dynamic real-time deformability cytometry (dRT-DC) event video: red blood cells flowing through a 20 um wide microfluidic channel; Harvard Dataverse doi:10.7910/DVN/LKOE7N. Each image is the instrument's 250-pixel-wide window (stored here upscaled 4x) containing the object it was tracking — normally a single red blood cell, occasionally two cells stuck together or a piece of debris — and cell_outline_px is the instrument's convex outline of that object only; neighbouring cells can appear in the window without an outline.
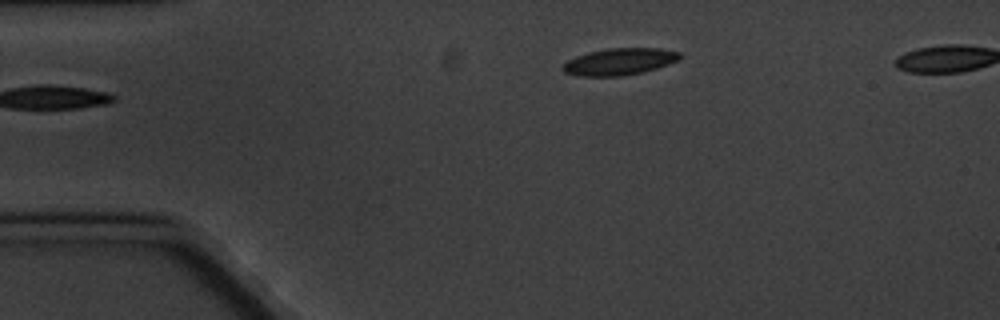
{"species": "common noctule bat (a hibernating species)", "species_latin": "Nyctalus noctula", "temperature_condition": "cold", "stored_images_in_passage": 3, "camera_frame_rate_fps": 3000, "um_per_image_px": 0.085, "animal": {"sex": "male", "body_mass_g": 20.1, "forearm_length_mm": 53.5}, "frame": {"image": 1, "passage_image": 3, "time_ms": 2.0, "image_size_px": [1000, 320], "cell_outline_px": [[680, 56], [676, 60], [668, 64], [644, 72], [620, 76], [580, 76], [564, 72], [560, 68], [568, 60], [576, 56], [588, 52], [608, 48], [660, 48], [680, 52]], "centroid_in_image_um": [52.62, 5.24], "position_along_channel_um": 32.4, "area_um2": 18.21}}